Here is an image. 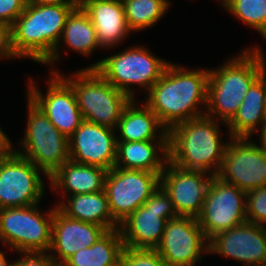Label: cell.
Masks as SVG:
<instances>
[{
    "instance_id": "obj_1",
    "label": "cell",
    "mask_w": 266,
    "mask_h": 266,
    "mask_svg": "<svg viewBox=\"0 0 266 266\" xmlns=\"http://www.w3.org/2000/svg\"><path fill=\"white\" fill-rule=\"evenodd\" d=\"M208 79V68L192 70L170 61L144 96V103L169 131L177 124L205 115Z\"/></svg>"
},
{
    "instance_id": "obj_2",
    "label": "cell",
    "mask_w": 266,
    "mask_h": 266,
    "mask_svg": "<svg viewBox=\"0 0 266 266\" xmlns=\"http://www.w3.org/2000/svg\"><path fill=\"white\" fill-rule=\"evenodd\" d=\"M261 67L262 48L258 45L240 50L219 68H209L205 114L227 124L250 86L261 76Z\"/></svg>"
},
{
    "instance_id": "obj_3",
    "label": "cell",
    "mask_w": 266,
    "mask_h": 266,
    "mask_svg": "<svg viewBox=\"0 0 266 266\" xmlns=\"http://www.w3.org/2000/svg\"><path fill=\"white\" fill-rule=\"evenodd\" d=\"M221 122L205 114L175 125L168 131L169 161L216 176L229 142L222 141Z\"/></svg>"
},
{
    "instance_id": "obj_4",
    "label": "cell",
    "mask_w": 266,
    "mask_h": 266,
    "mask_svg": "<svg viewBox=\"0 0 266 266\" xmlns=\"http://www.w3.org/2000/svg\"><path fill=\"white\" fill-rule=\"evenodd\" d=\"M78 4L38 5L27 3L12 27L13 46L22 59L44 64L53 54L66 19Z\"/></svg>"
},
{
    "instance_id": "obj_5",
    "label": "cell",
    "mask_w": 266,
    "mask_h": 266,
    "mask_svg": "<svg viewBox=\"0 0 266 266\" xmlns=\"http://www.w3.org/2000/svg\"><path fill=\"white\" fill-rule=\"evenodd\" d=\"M169 62L153 55L145 46L132 45L105 56L85 69H95L111 85L135 99L133 85H139L147 93L160 79Z\"/></svg>"
},
{
    "instance_id": "obj_6",
    "label": "cell",
    "mask_w": 266,
    "mask_h": 266,
    "mask_svg": "<svg viewBox=\"0 0 266 266\" xmlns=\"http://www.w3.org/2000/svg\"><path fill=\"white\" fill-rule=\"evenodd\" d=\"M58 73L72 86L85 121L116 129L131 100L127 94L111 85L95 69L83 67L69 77L59 70Z\"/></svg>"
},
{
    "instance_id": "obj_7",
    "label": "cell",
    "mask_w": 266,
    "mask_h": 266,
    "mask_svg": "<svg viewBox=\"0 0 266 266\" xmlns=\"http://www.w3.org/2000/svg\"><path fill=\"white\" fill-rule=\"evenodd\" d=\"M26 101L27 126L19 142L21 147L12 145V150L50 177L70 159L69 138L28 97Z\"/></svg>"
},
{
    "instance_id": "obj_8",
    "label": "cell",
    "mask_w": 266,
    "mask_h": 266,
    "mask_svg": "<svg viewBox=\"0 0 266 266\" xmlns=\"http://www.w3.org/2000/svg\"><path fill=\"white\" fill-rule=\"evenodd\" d=\"M39 204L0 209V242L6 248L18 253L49 251L55 205L44 213Z\"/></svg>"
},
{
    "instance_id": "obj_9",
    "label": "cell",
    "mask_w": 266,
    "mask_h": 266,
    "mask_svg": "<svg viewBox=\"0 0 266 266\" xmlns=\"http://www.w3.org/2000/svg\"><path fill=\"white\" fill-rule=\"evenodd\" d=\"M178 217L164 189H158L145 203L119 224L124 247L156 249L163 238L167 220Z\"/></svg>"
},
{
    "instance_id": "obj_10",
    "label": "cell",
    "mask_w": 266,
    "mask_h": 266,
    "mask_svg": "<svg viewBox=\"0 0 266 266\" xmlns=\"http://www.w3.org/2000/svg\"><path fill=\"white\" fill-rule=\"evenodd\" d=\"M41 172L30 160L13 150L0 155V209L40 203L46 189Z\"/></svg>"
},
{
    "instance_id": "obj_11",
    "label": "cell",
    "mask_w": 266,
    "mask_h": 266,
    "mask_svg": "<svg viewBox=\"0 0 266 266\" xmlns=\"http://www.w3.org/2000/svg\"><path fill=\"white\" fill-rule=\"evenodd\" d=\"M161 173L113 167L107 171L104 191L111 215L120 224L142 206L160 186Z\"/></svg>"
},
{
    "instance_id": "obj_12",
    "label": "cell",
    "mask_w": 266,
    "mask_h": 266,
    "mask_svg": "<svg viewBox=\"0 0 266 266\" xmlns=\"http://www.w3.org/2000/svg\"><path fill=\"white\" fill-rule=\"evenodd\" d=\"M228 138L216 177L244 192L266 186V148L253 138Z\"/></svg>"
},
{
    "instance_id": "obj_13",
    "label": "cell",
    "mask_w": 266,
    "mask_h": 266,
    "mask_svg": "<svg viewBox=\"0 0 266 266\" xmlns=\"http://www.w3.org/2000/svg\"><path fill=\"white\" fill-rule=\"evenodd\" d=\"M197 219L208 240L246 222V192L213 176Z\"/></svg>"
},
{
    "instance_id": "obj_14",
    "label": "cell",
    "mask_w": 266,
    "mask_h": 266,
    "mask_svg": "<svg viewBox=\"0 0 266 266\" xmlns=\"http://www.w3.org/2000/svg\"><path fill=\"white\" fill-rule=\"evenodd\" d=\"M47 91L37 87L29 77L27 96L48 117L50 122L68 138L84 121L72 86L59 74L50 73Z\"/></svg>"
},
{
    "instance_id": "obj_15",
    "label": "cell",
    "mask_w": 266,
    "mask_h": 266,
    "mask_svg": "<svg viewBox=\"0 0 266 266\" xmlns=\"http://www.w3.org/2000/svg\"><path fill=\"white\" fill-rule=\"evenodd\" d=\"M156 250L168 266H195L209 253V240L198 219L178 216L167 220Z\"/></svg>"
},
{
    "instance_id": "obj_16",
    "label": "cell",
    "mask_w": 266,
    "mask_h": 266,
    "mask_svg": "<svg viewBox=\"0 0 266 266\" xmlns=\"http://www.w3.org/2000/svg\"><path fill=\"white\" fill-rule=\"evenodd\" d=\"M213 176L184 169L169 160L160 176V186L169 195L178 216L198 218Z\"/></svg>"
},
{
    "instance_id": "obj_17",
    "label": "cell",
    "mask_w": 266,
    "mask_h": 266,
    "mask_svg": "<svg viewBox=\"0 0 266 266\" xmlns=\"http://www.w3.org/2000/svg\"><path fill=\"white\" fill-rule=\"evenodd\" d=\"M232 258L243 266L266 263V227L244 222L209 240V254Z\"/></svg>"
},
{
    "instance_id": "obj_18",
    "label": "cell",
    "mask_w": 266,
    "mask_h": 266,
    "mask_svg": "<svg viewBox=\"0 0 266 266\" xmlns=\"http://www.w3.org/2000/svg\"><path fill=\"white\" fill-rule=\"evenodd\" d=\"M116 131L88 121H83L69 137L70 160L107 171L116 162Z\"/></svg>"
},
{
    "instance_id": "obj_19",
    "label": "cell",
    "mask_w": 266,
    "mask_h": 266,
    "mask_svg": "<svg viewBox=\"0 0 266 266\" xmlns=\"http://www.w3.org/2000/svg\"><path fill=\"white\" fill-rule=\"evenodd\" d=\"M107 230L99 225L70 218L55 205L50 256L61 266L79 250L91 247Z\"/></svg>"
},
{
    "instance_id": "obj_20",
    "label": "cell",
    "mask_w": 266,
    "mask_h": 266,
    "mask_svg": "<svg viewBox=\"0 0 266 266\" xmlns=\"http://www.w3.org/2000/svg\"><path fill=\"white\" fill-rule=\"evenodd\" d=\"M78 4L88 14L101 49H114L131 33L121 0H78Z\"/></svg>"
},
{
    "instance_id": "obj_21",
    "label": "cell",
    "mask_w": 266,
    "mask_h": 266,
    "mask_svg": "<svg viewBox=\"0 0 266 266\" xmlns=\"http://www.w3.org/2000/svg\"><path fill=\"white\" fill-rule=\"evenodd\" d=\"M107 170L68 160L58 168L50 177L48 184L51 189L60 195V201L66 196L94 193L104 190Z\"/></svg>"
},
{
    "instance_id": "obj_22",
    "label": "cell",
    "mask_w": 266,
    "mask_h": 266,
    "mask_svg": "<svg viewBox=\"0 0 266 266\" xmlns=\"http://www.w3.org/2000/svg\"><path fill=\"white\" fill-rule=\"evenodd\" d=\"M136 101L131 99L125 106L115 129L116 141L168 140V131L158 116L145 103L138 105Z\"/></svg>"
},
{
    "instance_id": "obj_23",
    "label": "cell",
    "mask_w": 266,
    "mask_h": 266,
    "mask_svg": "<svg viewBox=\"0 0 266 266\" xmlns=\"http://www.w3.org/2000/svg\"><path fill=\"white\" fill-rule=\"evenodd\" d=\"M62 43V44H61ZM68 47L70 51L77 52L83 57L91 56L98 48H101L97 42L95 28L83 8L78 4L68 15L61 38L52 54V56L44 63L45 66H51L50 73H58L52 66L60 59V47ZM60 46V47H59Z\"/></svg>"
},
{
    "instance_id": "obj_24",
    "label": "cell",
    "mask_w": 266,
    "mask_h": 266,
    "mask_svg": "<svg viewBox=\"0 0 266 266\" xmlns=\"http://www.w3.org/2000/svg\"><path fill=\"white\" fill-rule=\"evenodd\" d=\"M266 122V82L260 76L248 89L238 111L226 124L231 138H251ZM260 126V127H259Z\"/></svg>"
},
{
    "instance_id": "obj_25",
    "label": "cell",
    "mask_w": 266,
    "mask_h": 266,
    "mask_svg": "<svg viewBox=\"0 0 266 266\" xmlns=\"http://www.w3.org/2000/svg\"><path fill=\"white\" fill-rule=\"evenodd\" d=\"M168 160V140L117 141L114 167L162 173Z\"/></svg>"
},
{
    "instance_id": "obj_26",
    "label": "cell",
    "mask_w": 266,
    "mask_h": 266,
    "mask_svg": "<svg viewBox=\"0 0 266 266\" xmlns=\"http://www.w3.org/2000/svg\"><path fill=\"white\" fill-rule=\"evenodd\" d=\"M57 208L66 216L104 227L107 231L119 228L113 219L104 190L65 197Z\"/></svg>"
},
{
    "instance_id": "obj_27",
    "label": "cell",
    "mask_w": 266,
    "mask_h": 266,
    "mask_svg": "<svg viewBox=\"0 0 266 266\" xmlns=\"http://www.w3.org/2000/svg\"><path fill=\"white\" fill-rule=\"evenodd\" d=\"M123 248L119 228L109 230L91 247L79 250L61 266H119Z\"/></svg>"
},
{
    "instance_id": "obj_28",
    "label": "cell",
    "mask_w": 266,
    "mask_h": 266,
    "mask_svg": "<svg viewBox=\"0 0 266 266\" xmlns=\"http://www.w3.org/2000/svg\"><path fill=\"white\" fill-rule=\"evenodd\" d=\"M132 33L152 28L170 7V0H121Z\"/></svg>"
},
{
    "instance_id": "obj_29",
    "label": "cell",
    "mask_w": 266,
    "mask_h": 266,
    "mask_svg": "<svg viewBox=\"0 0 266 266\" xmlns=\"http://www.w3.org/2000/svg\"><path fill=\"white\" fill-rule=\"evenodd\" d=\"M237 20L259 32L266 40V0H218Z\"/></svg>"
},
{
    "instance_id": "obj_30",
    "label": "cell",
    "mask_w": 266,
    "mask_h": 266,
    "mask_svg": "<svg viewBox=\"0 0 266 266\" xmlns=\"http://www.w3.org/2000/svg\"><path fill=\"white\" fill-rule=\"evenodd\" d=\"M119 266H168L156 249L124 247Z\"/></svg>"
},
{
    "instance_id": "obj_31",
    "label": "cell",
    "mask_w": 266,
    "mask_h": 266,
    "mask_svg": "<svg viewBox=\"0 0 266 266\" xmlns=\"http://www.w3.org/2000/svg\"><path fill=\"white\" fill-rule=\"evenodd\" d=\"M248 222L266 226V186L246 192Z\"/></svg>"
},
{
    "instance_id": "obj_32",
    "label": "cell",
    "mask_w": 266,
    "mask_h": 266,
    "mask_svg": "<svg viewBox=\"0 0 266 266\" xmlns=\"http://www.w3.org/2000/svg\"><path fill=\"white\" fill-rule=\"evenodd\" d=\"M26 5L27 0H0V24L12 26Z\"/></svg>"
},
{
    "instance_id": "obj_33",
    "label": "cell",
    "mask_w": 266,
    "mask_h": 266,
    "mask_svg": "<svg viewBox=\"0 0 266 266\" xmlns=\"http://www.w3.org/2000/svg\"><path fill=\"white\" fill-rule=\"evenodd\" d=\"M20 258L14 259L11 266H58L49 252H19Z\"/></svg>"
},
{
    "instance_id": "obj_34",
    "label": "cell",
    "mask_w": 266,
    "mask_h": 266,
    "mask_svg": "<svg viewBox=\"0 0 266 266\" xmlns=\"http://www.w3.org/2000/svg\"><path fill=\"white\" fill-rule=\"evenodd\" d=\"M0 57L1 59H21L14 50L12 27L0 24Z\"/></svg>"
},
{
    "instance_id": "obj_35",
    "label": "cell",
    "mask_w": 266,
    "mask_h": 266,
    "mask_svg": "<svg viewBox=\"0 0 266 266\" xmlns=\"http://www.w3.org/2000/svg\"><path fill=\"white\" fill-rule=\"evenodd\" d=\"M12 140L5 131L0 127V155L7 154L12 150Z\"/></svg>"
},
{
    "instance_id": "obj_36",
    "label": "cell",
    "mask_w": 266,
    "mask_h": 266,
    "mask_svg": "<svg viewBox=\"0 0 266 266\" xmlns=\"http://www.w3.org/2000/svg\"><path fill=\"white\" fill-rule=\"evenodd\" d=\"M27 3L38 5L78 4V0H27Z\"/></svg>"
},
{
    "instance_id": "obj_37",
    "label": "cell",
    "mask_w": 266,
    "mask_h": 266,
    "mask_svg": "<svg viewBox=\"0 0 266 266\" xmlns=\"http://www.w3.org/2000/svg\"><path fill=\"white\" fill-rule=\"evenodd\" d=\"M260 136V137H259ZM259 143L266 148V122L264 124V127L260 133H258Z\"/></svg>"
},
{
    "instance_id": "obj_38",
    "label": "cell",
    "mask_w": 266,
    "mask_h": 266,
    "mask_svg": "<svg viewBox=\"0 0 266 266\" xmlns=\"http://www.w3.org/2000/svg\"><path fill=\"white\" fill-rule=\"evenodd\" d=\"M265 52L262 50V67H261V77L266 82V58L264 55Z\"/></svg>"
},
{
    "instance_id": "obj_39",
    "label": "cell",
    "mask_w": 266,
    "mask_h": 266,
    "mask_svg": "<svg viewBox=\"0 0 266 266\" xmlns=\"http://www.w3.org/2000/svg\"><path fill=\"white\" fill-rule=\"evenodd\" d=\"M10 262L7 260L5 252L0 249V266H11L12 261Z\"/></svg>"
}]
</instances>
